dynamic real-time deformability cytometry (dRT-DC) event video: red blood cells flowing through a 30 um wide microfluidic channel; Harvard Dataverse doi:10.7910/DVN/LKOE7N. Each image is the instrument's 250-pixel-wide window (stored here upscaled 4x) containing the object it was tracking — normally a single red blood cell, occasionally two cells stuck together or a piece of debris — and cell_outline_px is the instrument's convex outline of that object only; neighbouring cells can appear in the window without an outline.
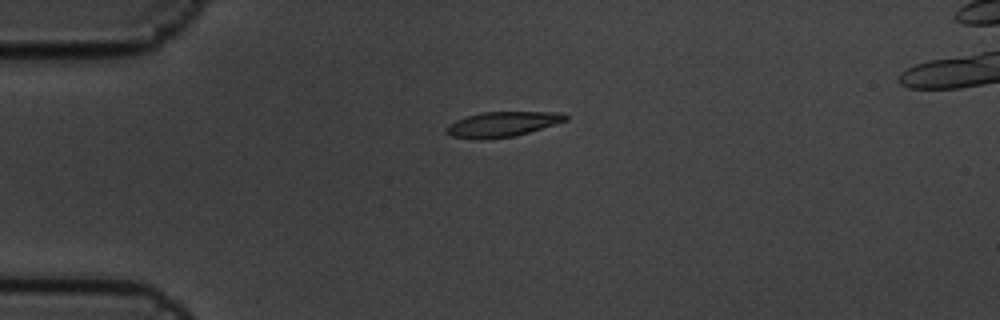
{"species": "common noctule bat (a hibernating species)", "species_latin": "Nyctalus noctula", "temperature_condition": "cold", "stored_images_in_passage": 7, "camera_frame_rate_fps": 3000, "um_per_image_px": 0.085, "animal": {"sex": "male", "body_mass_g": 19.5, "forearm_length_mm": 54.6}, "frame": {"image": 1, "passage_image": 5, "time_ms": 1.333, "image_size_px": [1000, 320], "cell_outline_px": [[568, 120], [556, 124], [528, 132], [512, 136], [452, 136], [444, 132], [444, 128], [448, 124], [456, 120], [480, 112], [564, 112], [568, 116]], "centroid_in_image_um": [42.77, 10.49], "position_along_channel_um": 42.2, "area_um2": 16.59}}
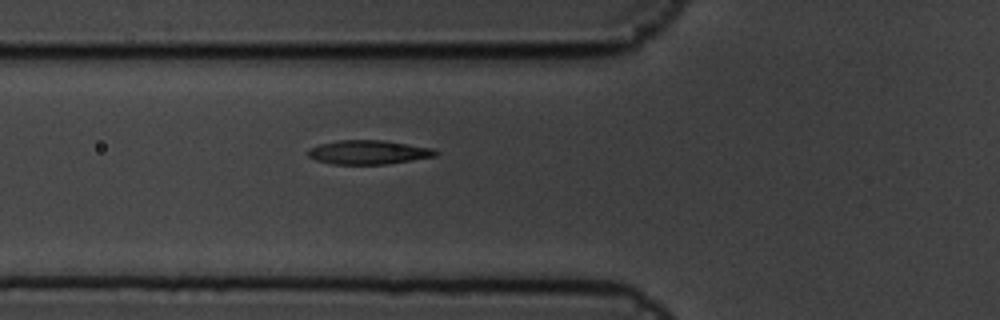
{"frame": {"image": 2, "passage_image": 7, "time_ms": 2.0, "image_size_px": [1000, 320], "cell_outline_px": [[440, 152], [436, 156], [388, 164], [332, 164], [316, 160], [308, 156], [308, 148], [320, 144], [340, 140], [384, 140], [432, 148]], "centroid_in_image_um": [31.33, 12.94], "position_along_channel_um": 94.5, "area_um2": 17.86}}